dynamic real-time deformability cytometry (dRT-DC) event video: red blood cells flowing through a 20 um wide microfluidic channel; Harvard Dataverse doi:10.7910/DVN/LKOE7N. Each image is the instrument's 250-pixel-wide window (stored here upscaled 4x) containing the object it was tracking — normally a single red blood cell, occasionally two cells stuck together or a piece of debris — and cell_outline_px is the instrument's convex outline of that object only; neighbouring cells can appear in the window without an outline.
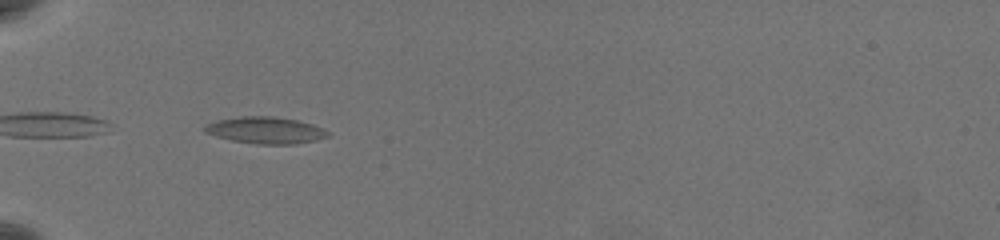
{"species": "common noctule bat (a hibernating species)", "species_latin": "Nyctalus noctula", "temperature_condition": "warm", "stored_images_in_passage": 15, "camera_frame_rate_fps": 3000, "um_per_image_px": 0.085, "animal": {"sex": "female", "body_mass_g": 19.5, "forearm_length_mm": 54.1}, "frame": {"image": 1, "passage_image": 1, "time_ms": 0.0, "image_size_px": [1000, 240], "cell_outline_px": [[328, 136], [316, 140], [296, 144], [256, 144], [232, 140], [216, 136], [204, 132], [204, 128], [208, 124], [220, 120], [240, 116], [272, 116], [296, 120], [312, 124], [324, 128], [328, 132]], "centroid_in_image_um": [22.6, 11.07], "position_along_channel_um": 62.4, "area_um2": 18.96}}
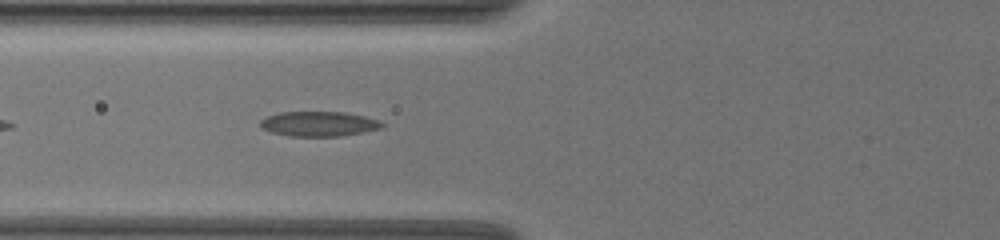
{"frame": {"image": 2, "passage_image": 5, "time_ms": 1.333, "image_size_px": [1000, 240], "cell_outline_px": [[384, 124], [380, 128], [340, 136], [288, 136], [272, 132], [260, 128], [260, 120], [268, 116], [280, 112], [344, 112], [364, 116], [376, 120]], "centroid_in_image_um": [27.03, 10.52], "position_along_channel_um": 98.8, "area_um2": 17.4}}
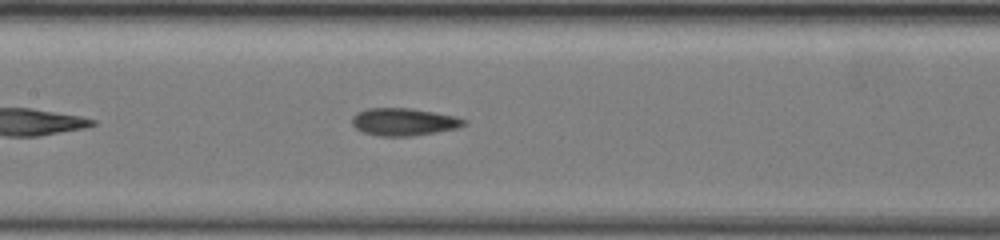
{"frame": {"image": 3, "passage_image": 11, "time_ms": 3.333, "image_size_px": [1000, 240], "cell_outline_px": [[468, 124], [456, 128], [436, 132], [412, 136], [380, 136], [364, 132], [356, 128], [352, 124], [352, 116], [356, 112], [368, 108], [408, 108], [456, 116], [468, 120]], "centroid_in_image_um": [34.33, 10.35], "position_along_channel_um": 173.1, "area_um2": 17.92}}